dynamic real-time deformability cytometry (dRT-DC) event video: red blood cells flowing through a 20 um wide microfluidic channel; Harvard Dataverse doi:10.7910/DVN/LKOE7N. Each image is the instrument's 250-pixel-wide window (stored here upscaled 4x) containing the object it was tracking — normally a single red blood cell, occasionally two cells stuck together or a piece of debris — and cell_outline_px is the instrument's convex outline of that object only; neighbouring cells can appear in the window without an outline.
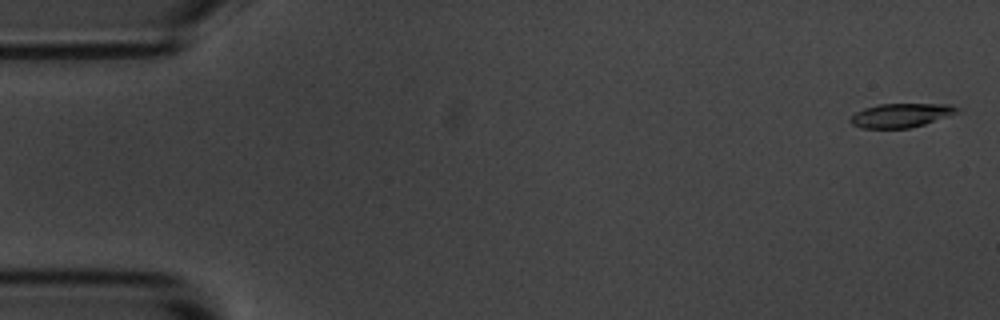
{"species": "common noctule bat (a hibernating species)", "species_latin": "Nyctalus noctula", "temperature_condition": "room temperature", "stored_images_in_passage": 56, "camera_frame_rate_fps": 3000, "um_per_image_px": 0.085, "animal": {"sex": "male", "body_mass_g": 20.1, "forearm_length_mm": 53.5}, "frame": {"image": 1, "passage_image": 2, "time_ms": 0.333, "image_size_px": [1000, 320], "cell_outline_px": [[960, 108], [956, 112], [924, 124], [908, 128], [860, 128], [852, 124], [848, 120], [856, 112], [864, 108], [880, 104], [948, 104]], "centroid_in_image_um": [76.51, 9.8], "position_along_channel_um": 8.5, "area_um2": 14.62}}
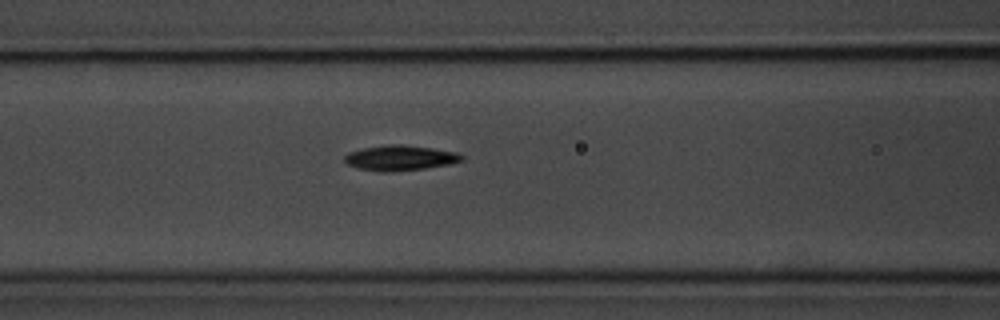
{"frame": {"image": 2, "passage_image": 23, "time_ms": 7.333, "image_size_px": [1000, 320], "cell_outline_px": [[464, 160], [448, 164], [424, 168], [392, 172], [380, 172], [360, 168], [348, 164], [344, 160], [344, 156], [348, 152], [364, 148], [388, 144], [400, 144], [432, 148], [456, 152], [464, 156]], "centroid_in_image_um": [34.0, 13.42], "position_along_channel_um": 132.6, "area_um2": 17.11}}
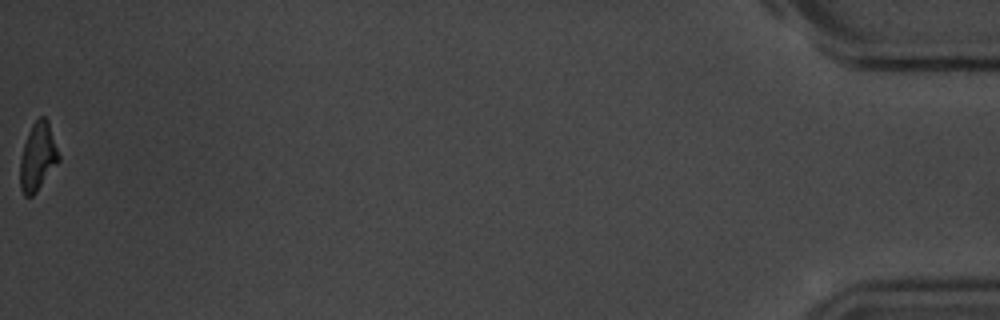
{"frame": {"image": 3, "passage_image": 56, "time_ms": 18.333, "image_size_px": [1000, 320], "cell_outline_px": [[60, 160], [36, 192], [32, 196], [24, 196], [20, 188], [20, 160], [24, 144], [28, 132], [32, 124], [40, 116], [44, 116], [48, 120], [60, 156]], "centroid_in_image_um": [3.21, 13.32], "position_along_channel_um": 432.0, "area_um2": 15.26}, "authors_computed_cell_mechanics": {"area_um2": 16.2418, "velocity_mm_per_s": 3.6324, "shape_relaxation_time_tau1_ms": 2.8157, "shape_relaxation_time_tau2_ms": null, "deformation_change_tau1": 0.1287, "deformation_change_tau2": null}}